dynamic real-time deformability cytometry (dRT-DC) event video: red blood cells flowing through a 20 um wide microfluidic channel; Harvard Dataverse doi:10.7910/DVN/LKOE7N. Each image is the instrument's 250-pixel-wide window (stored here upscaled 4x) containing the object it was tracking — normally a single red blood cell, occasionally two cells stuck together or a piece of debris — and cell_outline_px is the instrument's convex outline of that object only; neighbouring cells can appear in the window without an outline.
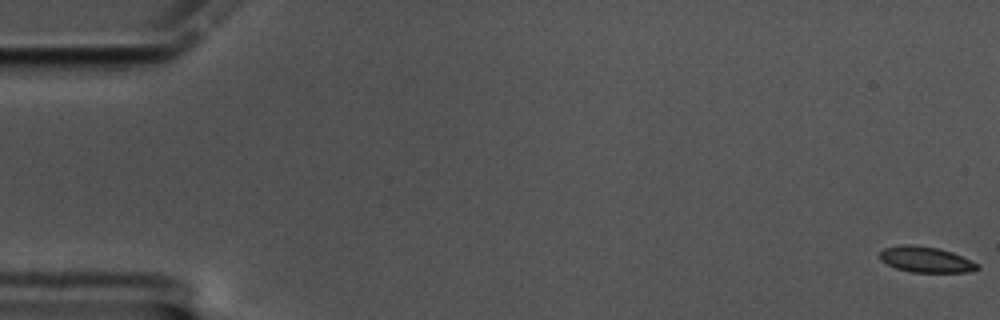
{"species": "common noctule bat (a hibernating species)", "species_latin": "Nyctalus noctula", "temperature_condition": "cold", "stored_images_in_passage": 61, "camera_frame_rate_fps": 3000, "um_per_image_px": 0.085, "animal": {"sex": "male", "body_mass_g": 17.5, "forearm_length_mm": 52.3}, "frame": {"image": 1, "passage_image": 1, "time_ms": 0.0, "image_size_px": [1000, 320], "cell_outline_px": [[980, 268], [968, 272], [912, 272], [896, 268], [880, 260], [880, 252], [884, 248], [904, 244], [912, 244], [940, 248], [952, 252], [972, 260], [980, 264]], "centroid_in_image_um": [78.73, 22.05], "position_along_channel_um": 6.3, "area_um2": 14.74}}
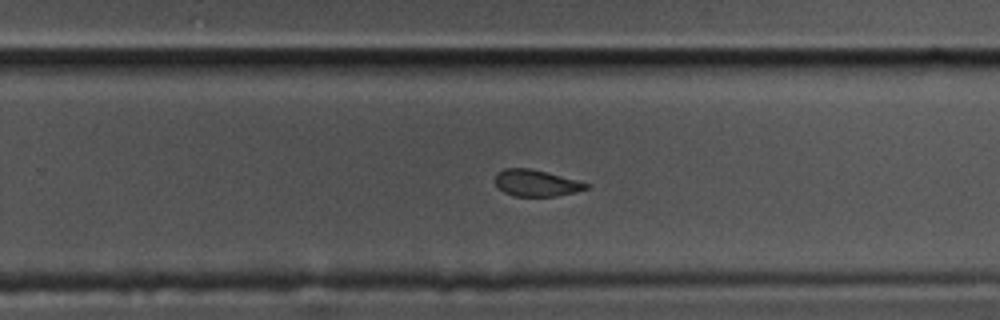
{"frame": {"image": 2, "passage_image": 39, "time_ms": 12.667, "image_size_px": [1000, 320], "cell_outline_px": [[588, 188], [576, 192], [556, 196], [512, 196], [504, 192], [496, 184], [496, 172], [504, 168], [532, 168], [576, 180], [588, 184]], "centroid_in_image_um": [45.55, 15.55], "position_along_channel_um": 284.3, "area_um2": 13.99}}
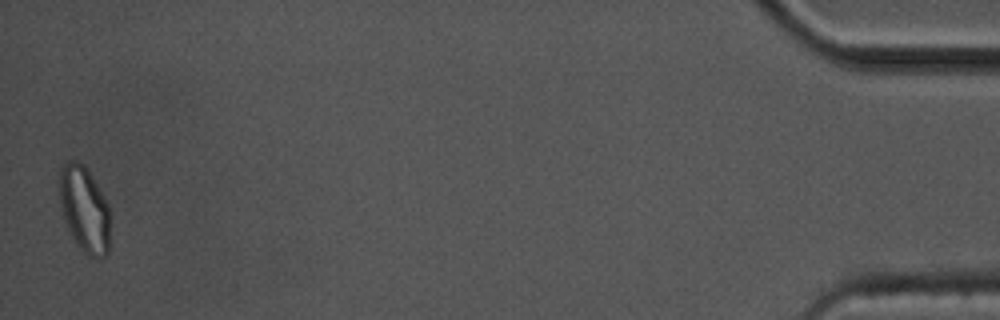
{"frame": {"image": 3, "passage_image": 60, "time_ms": 19.667, "image_size_px": [1000, 320], "cell_outline_px": [[108, 252], [104, 256], [96, 260], [88, 256], [80, 248], [72, 236], [64, 220], [60, 204], [60, 172], [64, 160], [76, 160], [84, 164], [88, 168], [108, 204]], "centroid_in_image_um": [7.16, 17.76], "position_along_channel_um": 428.0, "area_um2": 25.32}, "authors_computed_cell_mechanics": {"area_um2": 15.606, "velocity_mm_per_s": 3.3686, "shape_relaxation_time_tau1_ms": 10.2279, "shape_relaxation_time_tau2_ms": 4.0989, "deformation_change_tau1": 0.1991, "deformation_change_tau2": 0.0754}}